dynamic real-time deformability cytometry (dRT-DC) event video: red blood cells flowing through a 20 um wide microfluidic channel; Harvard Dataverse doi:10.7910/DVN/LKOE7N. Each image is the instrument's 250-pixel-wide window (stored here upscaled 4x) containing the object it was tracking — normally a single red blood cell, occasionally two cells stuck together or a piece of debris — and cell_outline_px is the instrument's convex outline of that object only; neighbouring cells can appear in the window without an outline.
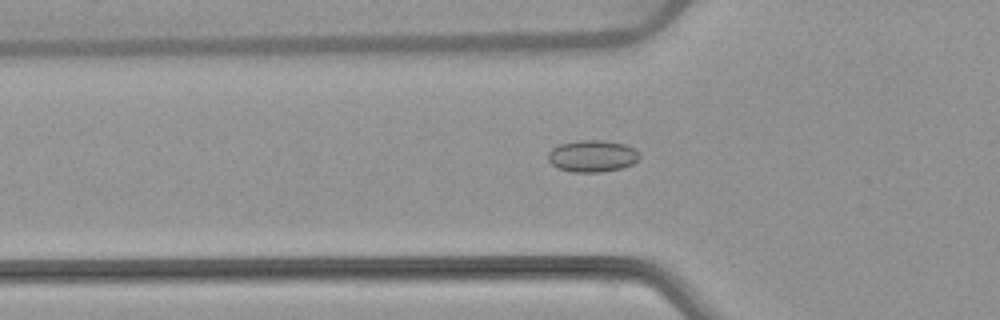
{"species": "common noctule bat (a hibernating species)", "species_latin": "Nyctalus noctula", "temperature_condition": "warm", "stored_images_in_passage": 48, "camera_frame_rate_fps": 3000, "um_per_image_px": 0.085, "animal": {"sex": "female", "body_mass_g": 22.7, "forearm_length_mm": 54.2}, "frame": {"image": 1, "passage_image": 12, "time_ms": 3.667, "image_size_px": [1000, 320], "cell_outline_px": [[640, 156], [632, 164], [624, 168], [600, 172], [572, 172], [556, 168], [548, 160], [548, 152], [552, 148], [560, 144], [580, 140], [604, 140], [624, 144], [640, 152]], "centroid_in_image_um": [50.34, 13.27], "position_along_channel_um": 75.5, "area_um2": 17.05}}
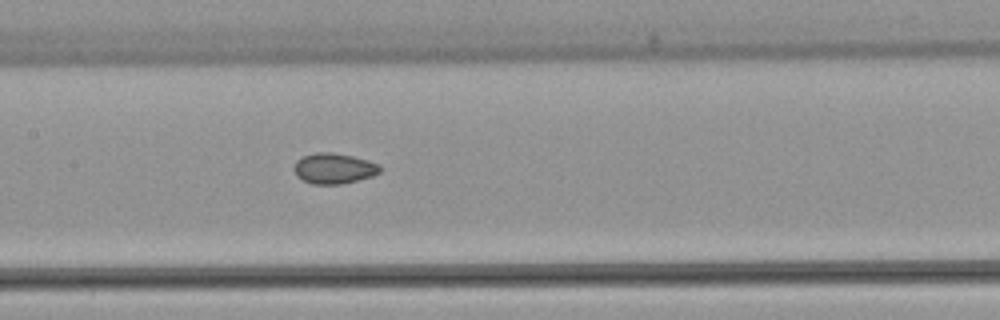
{"frame": {"image": 2, "passage_image": 20, "time_ms": 6.333, "image_size_px": [1000, 320], "cell_outline_px": [[380, 172], [372, 176], [340, 184], [312, 184], [296, 176], [292, 168], [296, 160], [304, 156], [316, 152], [332, 152], [352, 156], [368, 160], [380, 164]], "centroid_in_image_um": [28.35, 14.31], "position_along_channel_um": 179.0, "area_um2": 15.32}}
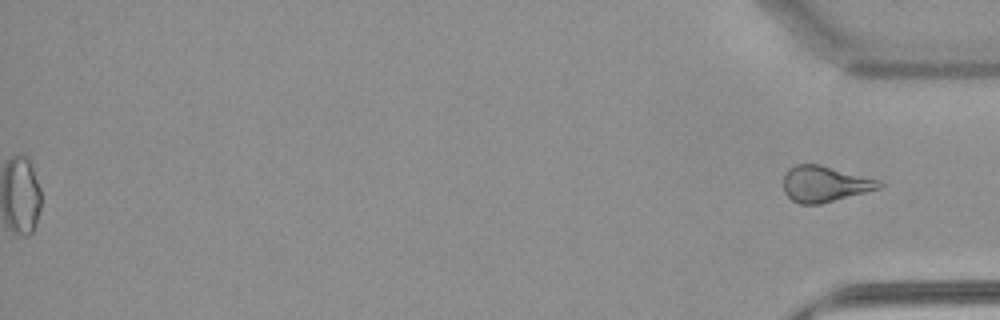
{"frame": {"image": 3, "passage_image": 48, "time_ms": 15.667, "image_size_px": [1000, 320], "cell_outline_px": [[884, 184], [880, 188], [820, 204], [800, 204], [792, 200], [784, 192], [784, 172], [788, 168], [796, 164], [820, 164], [884, 180]], "centroid_in_image_um": [70.13, 15.61], "position_along_channel_um": 365.1, "area_um2": 20.35}, "authors_computed_cell_mechanics": {"area_um2": 15.4326, "velocity_mm_per_s": 3.855, "shape_relaxation_time_tau1_ms": null, "shape_relaxation_time_tau2_ms": 2.3811, "deformation_change_tau1": null, "deformation_change_tau2": 0.0648}}